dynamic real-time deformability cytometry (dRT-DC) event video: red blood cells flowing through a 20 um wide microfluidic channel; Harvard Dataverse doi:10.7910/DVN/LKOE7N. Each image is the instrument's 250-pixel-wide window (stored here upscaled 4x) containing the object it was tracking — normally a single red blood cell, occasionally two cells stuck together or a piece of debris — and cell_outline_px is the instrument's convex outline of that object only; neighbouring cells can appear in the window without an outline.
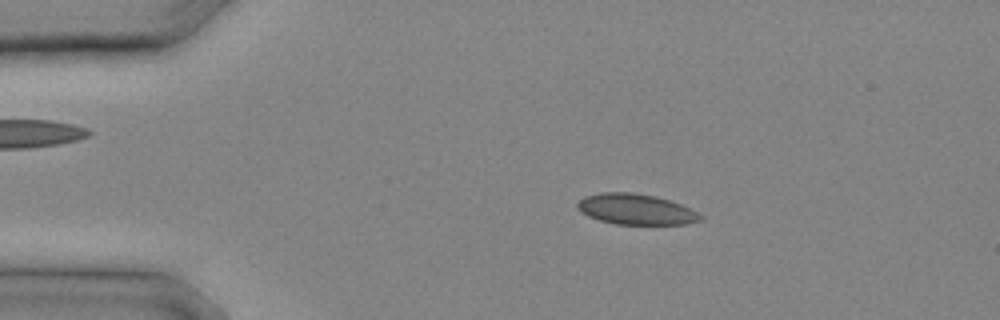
{"species": "common noctule bat (a hibernating species)", "species_latin": "Nyctalus noctula", "temperature_condition": "cold", "stored_images_in_passage": 9, "camera_frame_rate_fps": 3000, "um_per_image_px": 0.085, "animal": {"sex": "male", "body_mass_g": 20.4}, "frame": {"image": 1, "passage_image": 3, "time_ms": 0.667, "image_size_px": [1000, 320], "cell_outline_px": [[704, 220], [684, 224], [616, 224], [600, 220], [588, 216], [580, 212], [576, 208], [576, 204], [584, 196], [600, 192], [632, 192], [656, 196], [680, 204], [704, 216]], "centroid_in_image_um": [54.02, 17.78], "position_along_channel_um": 31.0, "area_um2": 22.02}}
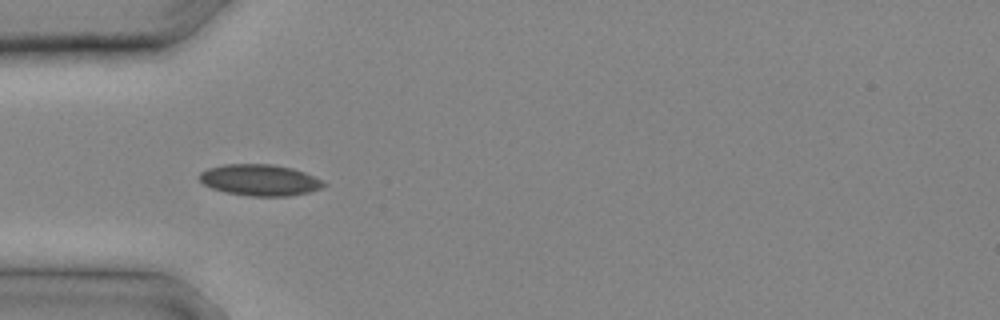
{"frame": {"image": 2, "passage_image": 6, "time_ms": 1.667, "image_size_px": [1000, 320], "cell_outline_px": [[328, 184], [320, 188], [308, 192], [288, 196], [248, 196], [224, 192], [212, 188], [204, 184], [200, 180], [200, 172], [208, 168], [224, 164], [272, 164], [292, 168], [304, 172]], "centroid_in_image_um": [22.06, 15.3], "position_along_channel_um": 62.9, "area_um2": 22.54}}